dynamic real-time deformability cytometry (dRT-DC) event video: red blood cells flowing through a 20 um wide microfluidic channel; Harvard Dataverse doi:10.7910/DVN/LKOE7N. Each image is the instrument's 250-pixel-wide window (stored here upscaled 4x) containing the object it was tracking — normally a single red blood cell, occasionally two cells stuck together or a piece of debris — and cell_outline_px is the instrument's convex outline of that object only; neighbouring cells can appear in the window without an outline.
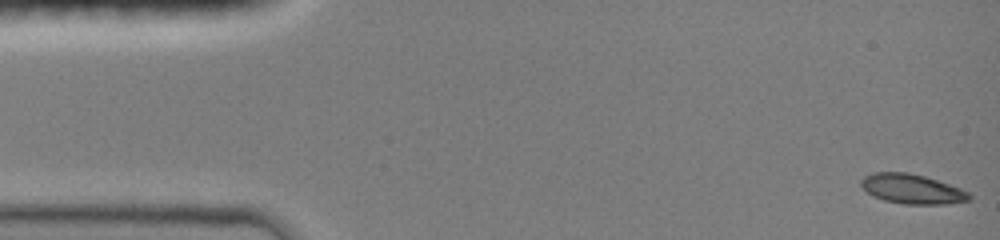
{"species": "common noctule bat (a hibernating species)", "species_latin": "Nyctalus noctula", "temperature_condition": "room temperature", "stored_images_in_passage": 5, "camera_frame_rate_fps": 3000, "um_per_image_px": 0.085, "animal": {"sex": "female", "body_mass_g": 19.0, "forearm_length_mm": 51.5}, "frame": {"image": 1, "passage_image": 1, "time_ms": 0.0, "image_size_px": [1000, 240], "cell_outline_px": [[972, 200], [948, 204], [904, 204], [884, 200], [872, 196], [860, 184], [860, 180], [864, 176], [872, 172], [908, 172], [924, 176], [960, 188], [968, 192], [972, 196]], "centroid_in_image_um": [77.52, 16.06], "position_along_channel_um": 7.5, "area_um2": 18.73}}